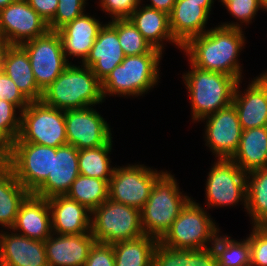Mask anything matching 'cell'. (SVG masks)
Wrapping results in <instances>:
<instances>
[{"instance_id":"1","label":"cell","mask_w":267,"mask_h":266,"mask_svg":"<svg viewBox=\"0 0 267 266\" xmlns=\"http://www.w3.org/2000/svg\"><path fill=\"white\" fill-rule=\"evenodd\" d=\"M243 29L218 25L191 38L182 50L194 66L242 79L239 55L245 44Z\"/></svg>"},{"instance_id":"2","label":"cell","mask_w":267,"mask_h":266,"mask_svg":"<svg viewBox=\"0 0 267 266\" xmlns=\"http://www.w3.org/2000/svg\"><path fill=\"white\" fill-rule=\"evenodd\" d=\"M81 66V67H80ZM70 65L48 86L42 101L61 110L83 109L104 101L101 81L89 67Z\"/></svg>"},{"instance_id":"3","label":"cell","mask_w":267,"mask_h":266,"mask_svg":"<svg viewBox=\"0 0 267 266\" xmlns=\"http://www.w3.org/2000/svg\"><path fill=\"white\" fill-rule=\"evenodd\" d=\"M162 55L153 48L146 54L126 56L101 82L104 100L107 95L141 97L158 85Z\"/></svg>"},{"instance_id":"4","label":"cell","mask_w":267,"mask_h":266,"mask_svg":"<svg viewBox=\"0 0 267 266\" xmlns=\"http://www.w3.org/2000/svg\"><path fill=\"white\" fill-rule=\"evenodd\" d=\"M191 68L183 73V81L188 90L192 122L198 121L228 107L238 81L225 73L200 69L189 63Z\"/></svg>"},{"instance_id":"5","label":"cell","mask_w":267,"mask_h":266,"mask_svg":"<svg viewBox=\"0 0 267 266\" xmlns=\"http://www.w3.org/2000/svg\"><path fill=\"white\" fill-rule=\"evenodd\" d=\"M179 188L177 179L168 171H164L156 179L151 194L141 210V225L145 235L159 241L192 199Z\"/></svg>"},{"instance_id":"6","label":"cell","mask_w":267,"mask_h":266,"mask_svg":"<svg viewBox=\"0 0 267 266\" xmlns=\"http://www.w3.org/2000/svg\"><path fill=\"white\" fill-rule=\"evenodd\" d=\"M204 209L192 198L159 242L175 249L192 250L212 247L221 231L215 220Z\"/></svg>"},{"instance_id":"7","label":"cell","mask_w":267,"mask_h":266,"mask_svg":"<svg viewBox=\"0 0 267 266\" xmlns=\"http://www.w3.org/2000/svg\"><path fill=\"white\" fill-rule=\"evenodd\" d=\"M91 233L96 242L115 244L144 235L141 211L111 199L92 211Z\"/></svg>"},{"instance_id":"8","label":"cell","mask_w":267,"mask_h":266,"mask_svg":"<svg viewBox=\"0 0 267 266\" xmlns=\"http://www.w3.org/2000/svg\"><path fill=\"white\" fill-rule=\"evenodd\" d=\"M20 116V132L14 142H30L54 148L68 144L65 110L48 106L42 100L30 101Z\"/></svg>"},{"instance_id":"9","label":"cell","mask_w":267,"mask_h":266,"mask_svg":"<svg viewBox=\"0 0 267 266\" xmlns=\"http://www.w3.org/2000/svg\"><path fill=\"white\" fill-rule=\"evenodd\" d=\"M56 148L30 142H13L8 146L3 162L16 179L33 193L52 173Z\"/></svg>"},{"instance_id":"10","label":"cell","mask_w":267,"mask_h":266,"mask_svg":"<svg viewBox=\"0 0 267 266\" xmlns=\"http://www.w3.org/2000/svg\"><path fill=\"white\" fill-rule=\"evenodd\" d=\"M217 160V161H216ZM206 181V205L213 207L236 206L247 208L246 176L232 159H216ZM240 201V202H239Z\"/></svg>"},{"instance_id":"11","label":"cell","mask_w":267,"mask_h":266,"mask_svg":"<svg viewBox=\"0 0 267 266\" xmlns=\"http://www.w3.org/2000/svg\"><path fill=\"white\" fill-rule=\"evenodd\" d=\"M164 172L144 164L118 166L109 181V199L142 210L156 179Z\"/></svg>"},{"instance_id":"12","label":"cell","mask_w":267,"mask_h":266,"mask_svg":"<svg viewBox=\"0 0 267 266\" xmlns=\"http://www.w3.org/2000/svg\"><path fill=\"white\" fill-rule=\"evenodd\" d=\"M29 61L38 87L44 91L70 65L63 51L61 37L57 31L21 44Z\"/></svg>"},{"instance_id":"13","label":"cell","mask_w":267,"mask_h":266,"mask_svg":"<svg viewBox=\"0 0 267 266\" xmlns=\"http://www.w3.org/2000/svg\"><path fill=\"white\" fill-rule=\"evenodd\" d=\"M48 31V22L28 4L27 0H15L0 10V32L9 45H21Z\"/></svg>"},{"instance_id":"14","label":"cell","mask_w":267,"mask_h":266,"mask_svg":"<svg viewBox=\"0 0 267 266\" xmlns=\"http://www.w3.org/2000/svg\"><path fill=\"white\" fill-rule=\"evenodd\" d=\"M65 126L68 144L78 150L103 146L113 138L111 127L93 106L65 110Z\"/></svg>"},{"instance_id":"15","label":"cell","mask_w":267,"mask_h":266,"mask_svg":"<svg viewBox=\"0 0 267 266\" xmlns=\"http://www.w3.org/2000/svg\"><path fill=\"white\" fill-rule=\"evenodd\" d=\"M205 142L216 159H231L239 147L243 129L233 104L206 116Z\"/></svg>"},{"instance_id":"16","label":"cell","mask_w":267,"mask_h":266,"mask_svg":"<svg viewBox=\"0 0 267 266\" xmlns=\"http://www.w3.org/2000/svg\"><path fill=\"white\" fill-rule=\"evenodd\" d=\"M239 80L234 91L233 102L243 130L267 126V70L256 76L247 88L240 91Z\"/></svg>"},{"instance_id":"17","label":"cell","mask_w":267,"mask_h":266,"mask_svg":"<svg viewBox=\"0 0 267 266\" xmlns=\"http://www.w3.org/2000/svg\"><path fill=\"white\" fill-rule=\"evenodd\" d=\"M95 242L91 232L70 235L52 233L44 241L48 266H85Z\"/></svg>"},{"instance_id":"18","label":"cell","mask_w":267,"mask_h":266,"mask_svg":"<svg viewBox=\"0 0 267 266\" xmlns=\"http://www.w3.org/2000/svg\"><path fill=\"white\" fill-rule=\"evenodd\" d=\"M79 175L78 149L69 144L57 147L56 154H53L52 173L32 194L46 199L66 195Z\"/></svg>"},{"instance_id":"19","label":"cell","mask_w":267,"mask_h":266,"mask_svg":"<svg viewBox=\"0 0 267 266\" xmlns=\"http://www.w3.org/2000/svg\"><path fill=\"white\" fill-rule=\"evenodd\" d=\"M214 3H193L176 0L169 14V24L174 39L183 47L191 38L206 31ZM206 26V27H205Z\"/></svg>"},{"instance_id":"20","label":"cell","mask_w":267,"mask_h":266,"mask_svg":"<svg viewBox=\"0 0 267 266\" xmlns=\"http://www.w3.org/2000/svg\"><path fill=\"white\" fill-rule=\"evenodd\" d=\"M9 231L0 232V266H48L44 241Z\"/></svg>"},{"instance_id":"21","label":"cell","mask_w":267,"mask_h":266,"mask_svg":"<svg viewBox=\"0 0 267 266\" xmlns=\"http://www.w3.org/2000/svg\"><path fill=\"white\" fill-rule=\"evenodd\" d=\"M51 212L52 233L59 235L91 232L92 212L66 195L48 198Z\"/></svg>"},{"instance_id":"22","label":"cell","mask_w":267,"mask_h":266,"mask_svg":"<svg viewBox=\"0 0 267 266\" xmlns=\"http://www.w3.org/2000/svg\"><path fill=\"white\" fill-rule=\"evenodd\" d=\"M10 230L30 239L45 241L52 234L48 199L30 193L21 203Z\"/></svg>"},{"instance_id":"23","label":"cell","mask_w":267,"mask_h":266,"mask_svg":"<svg viewBox=\"0 0 267 266\" xmlns=\"http://www.w3.org/2000/svg\"><path fill=\"white\" fill-rule=\"evenodd\" d=\"M118 40L117 31L106 22L99 30L96 40L83 66L89 67L102 82L108 74L125 58Z\"/></svg>"},{"instance_id":"24","label":"cell","mask_w":267,"mask_h":266,"mask_svg":"<svg viewBox=\"0 0 267 266\" xmlns=\"http://www.w3.org/2000/svg\"><path fill=\"white\" fill-rule=\"evenodd\" d=\"M102 23L99 19H95V16L84 13L57 31L67 60L71 56L82 59V62L86 59L99 30L104 25Z\"/></svg>"},{"instance_id":"25","label":"cell","mask_w":267,"mask_h":266,"mask_svg":"<svg viewBox=\"0 0 267 266\" xmlns=\"http://www.w3.org/2000/svg\"><path fill=\"white\" fill-rule=\"evenodd\" d=\"M141 4L131 13L128 19L138 29L142 36L152 45L164 53V41L175 44L178 49L182 46L174 39L170 24L169 15L165 12L150 8Z\"/></svg>"},{"instance_id":"26","label":"cell","mask_w":267,"mask_h":266,"mask_svg":"<svg viewBox=\"0 0 267 266\" xmlns=\"http://www.w3.org/2000/svg\"><path fill=\"white\" fill-rule=\"evenodd\" d=\"M2 71L11 78L29 101H40L43 91L38 87L29 56L21 45H9L3 57Z\"/></svg>"},{"instance_id":"27","label":"cell","mask_w":267,"mask_h":266,"mask_svg":"<svg viewBox=\"0 0 267 266\" xmlns=\"http://www.w3.org/2000/svg\"><path fill=\"white\" fill-rule=\"evenodd\" d=\"M245 173L267 168V126L243 130L231 158Z\"/></svg>"},{"instance_id":"28","label":"cell","mask_w":267,"mask_h":266,"mask_svg":"<svg viewBox=\"0 0 267 266\" xmlns=\"http://www.w3.org/2000/svg\"><path fill=\"white\" fill-rule=\"evenodd\" d=\"M29 194L12 170L0 160V225L3 230L14 225L19 207Z\"/></svg>"},{"instance_id":"29","label":"cell","mask_w":267,"mask_h":266,"mask_svg":"<svg viewBox=\"0 0 267 266\" xmlns=\"http://www.w3.org/2000/svg\"><path fill=\"white\" fill-rule=\"evenodd\" d=\"M152 266H218L212 247L207 249H175L159 241L153 253Z\"/></svg>"},{"instance_id":"30","label":"cell","mask_w":267,"mask_h":266,"mask_svg":"<svg viewBox=\"0 0 267 266\" xmlns=\"http://www.w3.org/2000/svg\"><path fill=\"white\" fill-rule=\"evenodd\" d=\"M158 240L142 235L138 238L112 244L115 266H152Z\"/></svg>"},{"instance_id":"31","label":"cell","mask_w":267,"mask_h":266,"mask_svg":"<svg viewBox=\"0 0 267 266\" xmlns=\"http://www.w3.org/2000/svg\"><path fill=\"white\" fill-rule=\"evenodd\" d=\"M247 208L252 226L267 221V168L257 169L246 176Z\"/></svg>"},{"instance_id":"32","label":"cell","mask_w":267,"mask_h":266,"mask_svg":"<svg viewBox=\"0 0 267 266\" xmlns=\"http://www.w3.org/2000/svg\"><path fill=\"white\" fill-rule=\"evenodd\" d=\"M66 196L92 212L109 198V182L80 174L71 184Z\"/></svg>"},{"instance_id":"33","label":"cell","mask_w":267,"mask_h":266,"mask_svg":"<svg viewBox=\"0 0 267 266\" xmlns=\"http://www.w3.org/2000/svg\"><path fill=\"white\" fill-rule=\"evenodd\" d=\"M112 139L105 145L78 150V166L81 175L110 181L115 167L108 156L112 150Z\"/></svg>"},{"instance_id":"34","label":"cell","mask_w":267,"mask_h":266,"mask_svg":"<svg viewBox=\"0 0 267 266\" xmlns=\"http://www.w3.org/2000/svg\"><path fill=\"white\" fill-rule=\"evenodd\" d=\"M219 233L212 249L217 258L218 266H250L251 247L249 239L246 237L241 241L224 236Z\"/></svg>"},{"instance_id":"35","label":"cell","mask_w":267,"mask_h":266,"mask_svg":"<svg viewBox=\"0 0 267 266\" xmlns=\"http://www.w3.org/2000/svg\"><path fill=\"white\" fill-rule=\"evenodd\" d=\"M116 31L125 56L149 53L153 47L128 19H112L108 22Z\"/></svg>"},{"instance_id":"36","label":"cell","mask_w":267,"mask_h":266,"mask_svg":"<svg viewBox=\"0 0 267 266\" xmlns=\"http://www.w3.org/2000/svg\"><path fill=\"white\" fill-rule=\"evenodd\" d=\"M20 113L14 104L6 100H0V138L8 146L18 138L21 121Z\"/></svg>"},{"instance_id":"37","label":"cell","mask_w":267,"mask_h":266,"mask_svg":"<svg viewBox=\"0 0 267 266\" xmlns=\"http://www.w3.org/2000/svg\"><path fill=\"white\" fill-rule=\"evenodd\" d=\"M229 14L232 15L237 21L240 22H223L220 26L227 28H239L243 29L242 25H249L257 15V12L261 9L260 0H231L224 5ZM243 23V24H242Z\"/></svg>"},{"instance_id":"38","label":"cell","mask_w":267,"mask_h":266,"mask_svg":"<svg viewBox=\"0 0 267 266\" xmlns=\"http://www.w3.org/2000/svg\"><path fill=\"white\" fill-rule=\"evenodd\" d=\"M55 16L48 22L50 31H58L65 24L80 17L85 12L87 0H58Z\"/></svg>"},{"instance_id":"39","label":"cell","mask_w":267,"mask_h":266,"mask_svg":"<svg viewBox=\"0 0 267 266\" xmlns=\"http://www.w3.org/2000/svg\"><path fill=\"white\" fill-rule=\"evenodd\" d=\"M247 237L251 247L250 266H267V235L257 226H252Z\"/></svg>"},{"instance_id":"40","label":"cell","mask_w":267,"mask_h":266,"mask_svg":"<svg viewBox=\"0 0 267 266\" xmlns=\"http://www.w3.org/2000/svg\"><path fill=\"white\" fill-rule=\"evenodd\" d=\"M0 100L14 104L20 112L29 105L30 101L18 89L14 81L3 71H0Z\"/></svg>"},{"instance_id":"41","label":"cell","mask_w":267,"mask_h":266,"mask_svg":"<svg viewBox=\"0 0 267 266\" xmlns=\"http://www.w3.org/2000/svg\"><path fill=\"white\" fill-rule=\"evenodd\" d=\"M103 12L112 19H125L143 2L142 0H99Z\"/></svg>"},{"instance_id":"42","label":"cell","mask_w":267,"mask_h":266,"mask_svg":"<svg viewBox=\"0 0 267 266\" xmlns=\"http://www.w3.org/2000/svg\"><path fill=\"white\" fill-rule=\"evenodd\" d=\"M85 266H115L112 245L95 242L89 251Z\"/></svg>"},{"instance_id":"43","label":"cell","mask_w":267,"mask_h":266,"mask_svg":"<svg viewBox=\"0 0 267 266\" xmlns=\"http://www.w3.org/2000/svg\"><path fill=\"white\" fill-rule=\"evenodd\" d=\"M27 2L46 22L55 16L59 3L58 0H27Z\"/></svg>"},{"instance_id":"44","label":"cell","mask_w":267,"mask_h":266,"mask_svg":"<svg viewBox=\"0 0 267 266\" xmlns=\"http://www.w3.org/2000/svg\"><path fill=\"white\" fill-rule=\"evenodd\" d=\"M150 4L145 6L170 14L176 0H150Z\"/></svg>"},{"instance_id":"45","label":"cell","mask_w":267,"mask_h":266,"mask_svg":"<svg viewBox=\"0 0 267 266\" xmlns=\"http://www.w3.org/2000/svg\"><path fill=\"white\" fill-rule=\"evenodd\" d=\"M8 46L6 40H0V71H2L3 57Z\"/></svg>"},{"instance_id":"46","label":"cell","mask_w":267,"mask_h":266,"mask_svg":"<svg viewBox=\"0 0 267 266\" xmlns=\"http://www.w3.org/2000/svg\"><path fill=\"white\" fill-rule=\"evenodd\" d=\"M8 145L0 138V160H3L7 153Z\"/></svg>"},{"instance_id":"47","label":"cell","mask_w":267,"mask_h":266,"mask_svg":"<svg viewBox=\"0 0 267 266\" xmlns=\"http://www.w3.org/2000/svg\"><path fill=\"white\" fill-rule=\"evenodd\" d=\"M15 0H0V10L7 7L9 4L14 2Z\"/></svg>"},{"instance_id":"48","label":"cell","mask_w":267,"mask_h":266,"mask_svg":"<svg viewBox=\"0 0 267 266\" xmlns=\"http://www.w3.org/2000/svg\"><path fill=\"white\" fill-rule=\"evenodd\" d=\"M257 226L267 235V221H263Z\"/></svg>"},{"instance_id":"49","label":"cell","mask_w":267,"mask_h":266,"mask_svg":"<svg viewBox=\"0 0 267 266\" xmlns=\"http://www.w3.org/2000/svg\"><path fill=\"white\" fill-rule=\"evenodd\" d=\"M186 2H193V3H214V0H186Z\"/></svg>"},{"instance_id":"50","label":"cell","mask_w":267,"mask_h":266,"mask_svg":"<svg viewBox=\"0 0 267 266\" xmlns=\"http://www.w3.org/2000/svg\"><path fill=\"white\" fill-rule=\"evenodd\" d=\"M260 6L261 10L263 9V11H267V0H260Z\"/></svg>"},{"instance_id":"51","label":"cell","mask_w":267,"mask_h":266,"mask_svg":"<svg viewBox=\"0 0 267 266\" xmlns=\"http://www.w3.org/2000/svg\"><path fill=\"white\" fill-rule=\"evenodd\" d=\"M219 1L222 3V5H225L226 3H228L231 0H219Z\"/></svg>"},{"instance_id":"52","label":"cell","mask_w":267,"mask_h":266,"mask_svg":"<svg viewBox=\"0 0 267 266\" xmlns=\"http://www.w3.org/2000/svg\"><path fill=\"white\" fill-rule=\"evenodd\" d=\"M0 40H4V39L2 38L1 32H0Z\"/></svg>"}]
</instances>
